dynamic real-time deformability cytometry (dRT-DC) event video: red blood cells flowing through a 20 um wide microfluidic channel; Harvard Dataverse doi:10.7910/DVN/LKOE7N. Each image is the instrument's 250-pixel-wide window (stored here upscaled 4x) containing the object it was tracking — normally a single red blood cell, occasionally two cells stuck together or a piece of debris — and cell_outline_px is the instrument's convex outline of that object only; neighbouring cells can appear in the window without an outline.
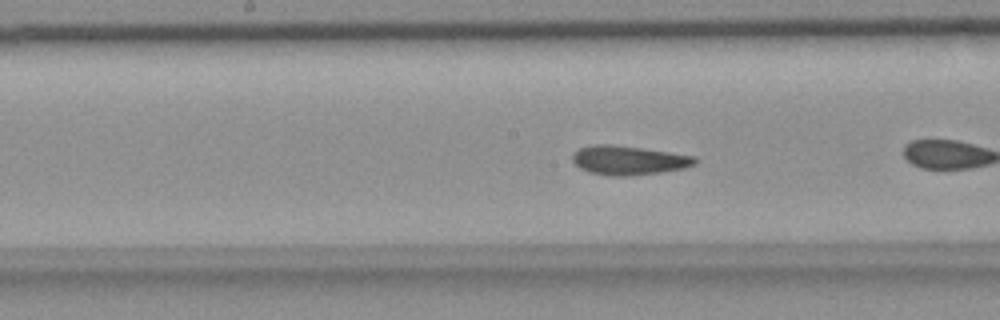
{"species": "common noctule bat (a hibernating species)", "species_latin": "Nyctalus noctula", "temperature_condition": "room temperature", "stored_images_in_passage": 40, "camera_frame_rate_fps": 3000, "um_per_image_px": 0.085, "animal": {"sex": "female", "body_mass_g": 18.4}, "frame": {"image": 1, "passage_image": 12, "time_ms": 3.667, "image_size_px": [1000, 320], "cell_outline_px": [[696, 164], [684, 168], [660, 172], [632, 176], [608, 176], [588, 172], [580, 168], [572, 160], [572, 156], [580, 148], [596, 144], [608, 144], [640, 148], [696, 156]], "centroid_in_image_um": [53.43, 13.64], "position_along_channel_um": 194.8, "area_um2": 20.63}, "authors_computed_cell_mechanics": {"area_um2": 19.9988, "velocity_mm_per_s": 3.6373, "shape_relaxation_time_tau1_ms": null, "shape_relaxation_time_tau2_ms": 1.5658, "deformation_change_tau1": null, "deformation_change_tau2": 0.0454}}